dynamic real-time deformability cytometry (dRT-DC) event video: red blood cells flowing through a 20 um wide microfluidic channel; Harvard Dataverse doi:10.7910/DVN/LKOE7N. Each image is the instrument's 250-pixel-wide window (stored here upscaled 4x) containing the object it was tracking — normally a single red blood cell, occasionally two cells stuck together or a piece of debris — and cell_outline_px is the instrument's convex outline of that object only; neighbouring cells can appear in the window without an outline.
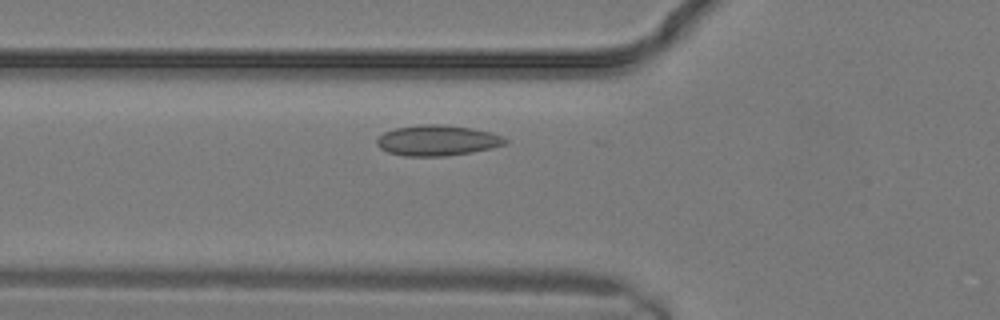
{"species": "common noctule bat (a hibernating species)", "species_latin": "Nyctalus noctula", "temperature_condition": "warm", "stored_images_in_passage": 13, "camera_frame_rate_fps": 3000, "um_per_image_px": 0.085, "animal": {"sex": "male", "body_mass_g": 19.2, "forearm_length_mm": 51.8}, "frame": {"image": 1, "passage_image": 6, "time_ms": 1.667, "image_size_px": [1000, 320], "cell_outline_px": [[508, 144], [492, 148], [472, 152], [448, 156], [404, 156], [388, 152], [380, 148], [376, 144], [376, 140], [384, 132], [396, 128], [420, 124], [440, 124], [472, 128], [492, 132], [508, 140]], "centroid_in_image_um": [37.19, 11.94], "position_along_channel_um": 88.6, "area_um2": 23.0}}
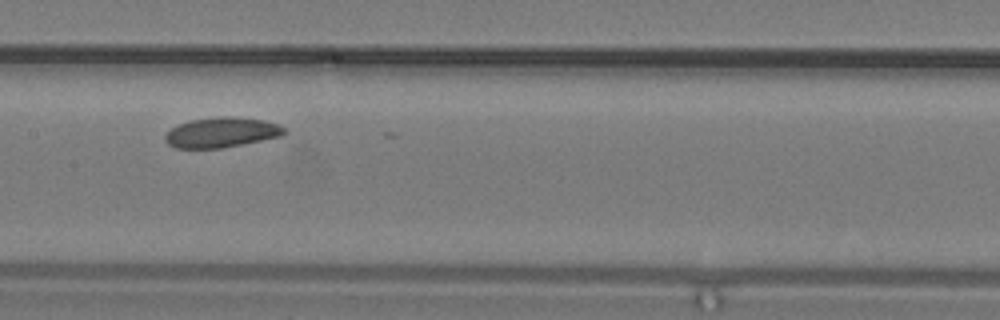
{"frame": {"image": 2, "passage_image": 10, "time_ms": 3.0, "image_size_px": [1000, 320], "cell_outline_px": [[288, 132], [280, 136], [220, 148], [176, 148], [168, 144], [164, 140], [164, 136], [172, 128], [188, 120], [216, 116], [232, 116], [264, 120], [280, 124]], "centroid_in_image_um": [18.82, 11.24], "position_along_channel_um": 188.6, "area_um2": 20.87}}
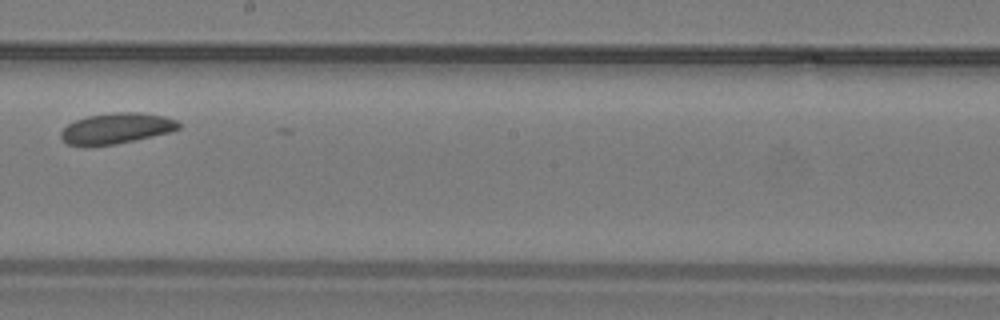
{"frame": {"image": 3, "passage_image": 12, "time_ms": 3.667, "image_size_px": [1000, 320], "cell_outline_px": [[180, 128], [172, 132], [116, 144], [68, 144], [60, 136], [60, 132], [68, 124], [76, 120], [88, 116], [112, 112], [140, 112], [164, 116], [176, 120], [180, 124]], "centroid_in_image_um": [9.95, 10.88], "position_along_channel_um": 238.2, "area_um2": 20.75}}